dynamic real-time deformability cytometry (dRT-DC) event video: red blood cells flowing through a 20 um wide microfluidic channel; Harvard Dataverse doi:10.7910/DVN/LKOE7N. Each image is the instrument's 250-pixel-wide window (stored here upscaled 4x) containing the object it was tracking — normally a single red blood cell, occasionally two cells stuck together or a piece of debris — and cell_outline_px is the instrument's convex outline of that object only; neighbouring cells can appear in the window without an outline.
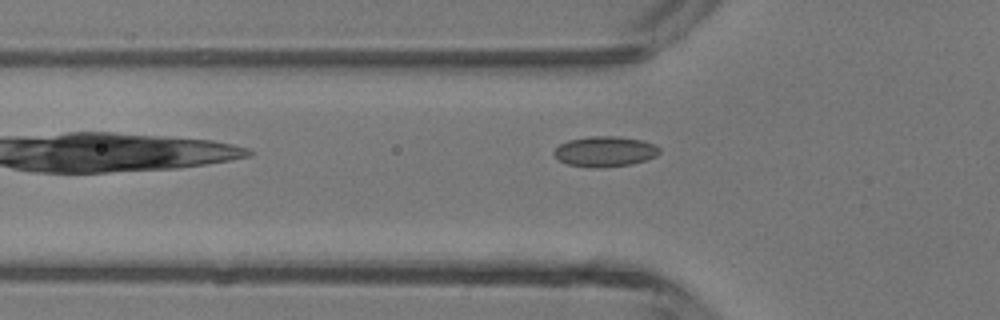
{"species": "common noctule bat (a hibernating species)", "species_latin": "Nyctalus noctula", "temperature_condition": "room temperature", "stored_images_in_passage": 5, "camera_frame_rate_fps": 3000, "um_per_image_px": 0.085, "animal": {"sex": "male", "body_mass_g": 13.3}, "frame": {"image": 1, "passage_image": 4, "time_ms": 4.667, "image_size_px": [1000, 320], "cell_outline_px": [[660, 152], [656, 156], [648, 160], [632, 164], [596, 168], [592, 168], [568, 164], [560, 160], [552, 152], [560, 144], [568, 140], [592, 136], [616, 136], [644, 140], [656, 144], [660, 148]], "centroid_in_image_um": [51.47, 12.87], "position_along_channel_um": 74.3, "area_um2": 18.79}}
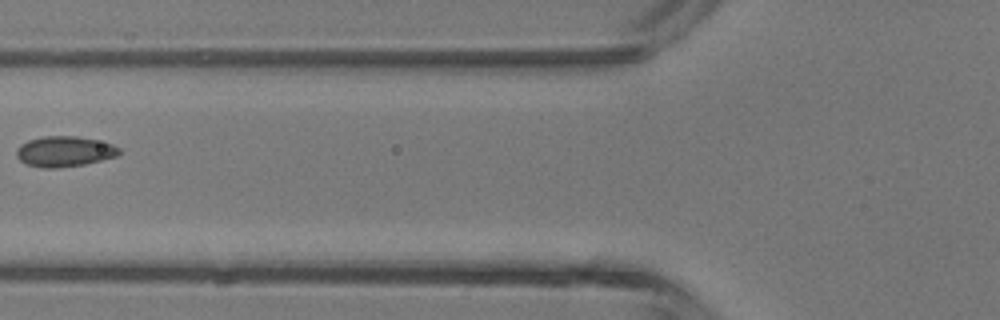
{"frame": {"image": 2, "passage_image": 5, "time_ms": 5.667, "image_size_px": [1000, 320], "cell_outline_px": [[120, 152], [116, 156], [84, 164], [56, 168], [44, 168], [28, 164], [20, 160], [16, 156], [16, 148], [20, 144], [28, 140], [44, 136], [76, 136], [96, 140], [112, 144], [120, 148]], "centroid_in_image_um": [5.45, 12.87], "position_along_channel_um": 120.4, "area_um2": 18.09}}